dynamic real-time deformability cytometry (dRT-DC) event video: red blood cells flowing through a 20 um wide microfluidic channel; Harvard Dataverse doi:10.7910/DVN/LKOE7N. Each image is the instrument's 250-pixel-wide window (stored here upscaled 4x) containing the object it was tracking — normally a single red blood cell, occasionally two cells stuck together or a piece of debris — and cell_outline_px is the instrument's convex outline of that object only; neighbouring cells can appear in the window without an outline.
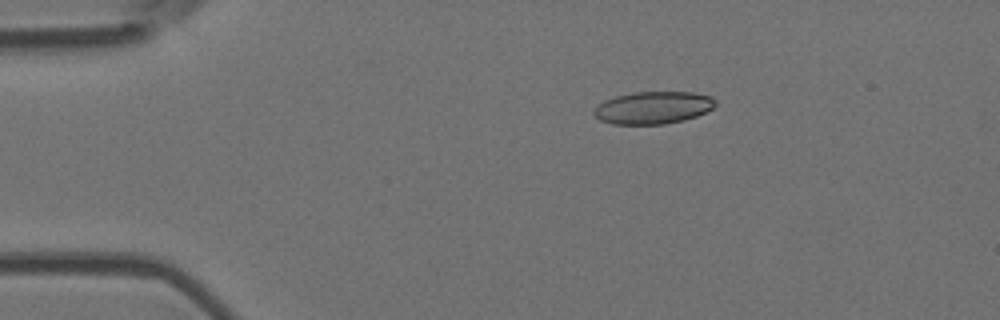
{"species": "Egyptian fruit bat (a non-hibernating species)", "species_latin": "Rousettus aegyptiacus", "temperature_condition": "room temperature", "stored_images_in_passage": 7, "camera_frame_rate_fps": 3000, "um_per_image_px": 0.085, "animal": {"sex": "female"}, "frame": {"image": 1, "passage_image": 3, "time_ms": 3.0, "image_size_px": [1000, 320], "cell_outline_px": [[716, 104], [712, 108], [696, 116], [684, 120], [664, 124], [612, 124], [600, 120], [592, 112], [596, 104], [604, 100], [616, 96], [636, 92], [692, 92], [712, 96], [716, 100]], "centroid_in_image_um": [55.5, 9.15], "position_along_channel_um": 29.5, "area_um2": 23.0}}
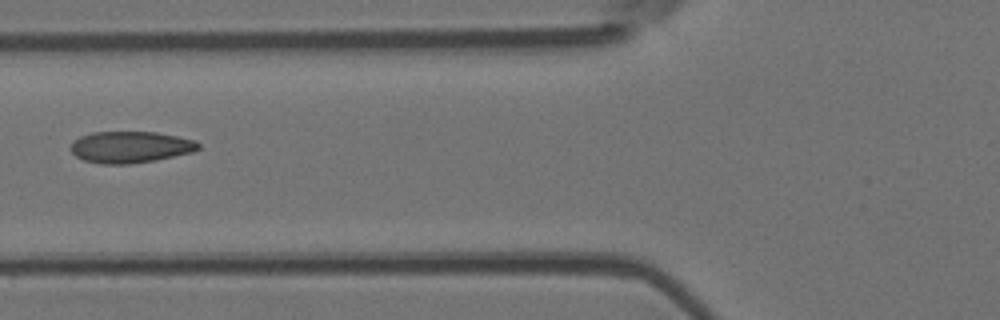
{"frame": {"image": 2, "passage_image": 6, "time_ms": 6.667, "image_size_px": [1000, 320], "cell_outline_px": [[200, 148], [192, 152], [156, 160], [128, 164], [100, 164], [84, 160], [76, 156], [72, 152], [72, 140], [80, 136], [92, 132], [156, 132], [176, 136], [192, 140], [200, 144]], "centroid_in_image_um": [11.06, 12.5], "position_along_channel_um": 114.7, "area_um2": 23.35}}
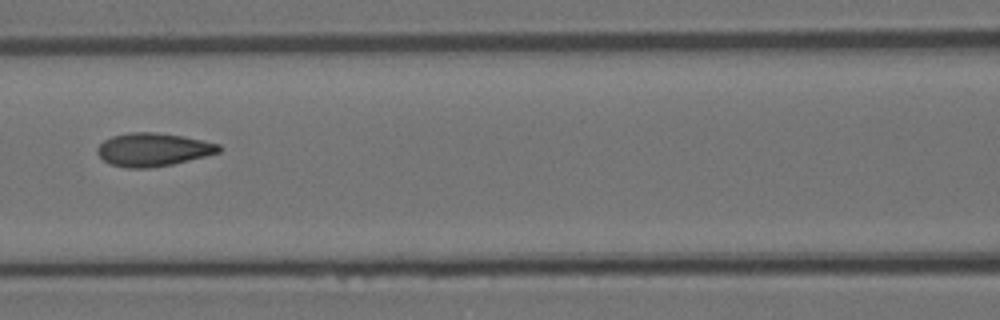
{"frame": {"image": 3, "passage_image": 7, "time_ms": 7.667, "image_size_px": [1000, 320], "cell_outline_px": [[220, 152], [172, 164], [152, 168], [128, 168], [108, 164], [96, 152], [96, 148], [104, 140], [112, 136], [132, 132], [152, 132], [184, 136], [220, 144]], "centroid_in_image_um": [12.98, 12.72], "position_along_channel_um": 153.6, "area_um2": 23.47}}